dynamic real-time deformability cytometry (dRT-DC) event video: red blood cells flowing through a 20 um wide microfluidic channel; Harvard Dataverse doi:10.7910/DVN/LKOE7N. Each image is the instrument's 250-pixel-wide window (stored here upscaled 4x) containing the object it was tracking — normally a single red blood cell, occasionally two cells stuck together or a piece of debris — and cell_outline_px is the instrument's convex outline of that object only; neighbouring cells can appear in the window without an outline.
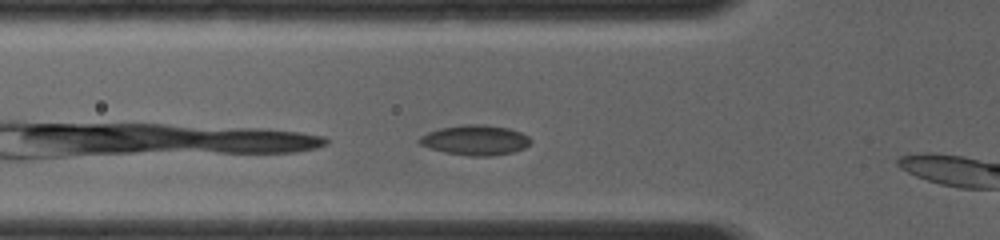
{"species": "common noctule bat (a hibernating species)", "species_latin": "Nyctalus noctula", "temperature_condition": "room temperature", "stored_images_in_passage": 8, "camera_frame_rate_fps": 4000, "um_per_image_px": 0.085, "animal": {"sex": "female", "body_mass_g": 19.0, "forearm_length_mm": 56.7}, "frame": {"image": 1, "passage_image": 3, "time_ms": 0.75, "image_size_px": [1000, 240], "cell_outline_px": [[532, 140], [524, 148], [512, 152], [492, 156], [468, 156], [444, 152], [428, 148], [420, 144], [416, 140], [420, 136], [428, 132], [440, 128], [464, 124], [484, 124], [508, 128], [520, 132], [528, 136]], "centroid_in_image_um": [40.36, 11.91], "position_along_channel_um": 85.4, "area_um2": 19.59}}
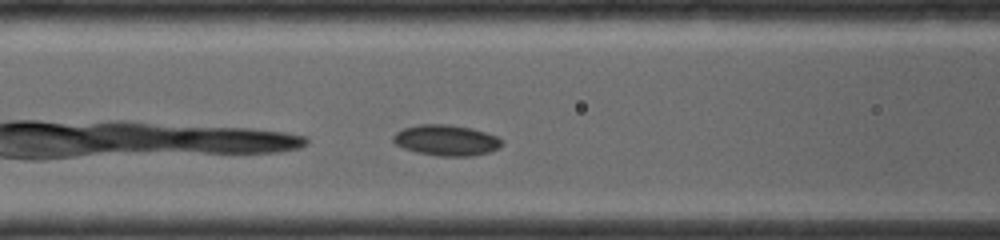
{"frame": {"image": 2, "passage_image": 7, "time_ms": 1.75, "image_size_px": [1000, 240], "cell_outline_px": [[504, 144], [500, 148], [488, 152], [472, 156], [440, 156], [416, 152], [404, 148], [396, 144], [392, 140], [392, 136], [396, 132], [404, 128], [420, 124], [448, 124], [472, 128], [496, 136], [504, 140]], "centroid_in_image_um": [37.95, 11.92], "position_along_channel_um": 128.6, "area_um2": 19.59}}